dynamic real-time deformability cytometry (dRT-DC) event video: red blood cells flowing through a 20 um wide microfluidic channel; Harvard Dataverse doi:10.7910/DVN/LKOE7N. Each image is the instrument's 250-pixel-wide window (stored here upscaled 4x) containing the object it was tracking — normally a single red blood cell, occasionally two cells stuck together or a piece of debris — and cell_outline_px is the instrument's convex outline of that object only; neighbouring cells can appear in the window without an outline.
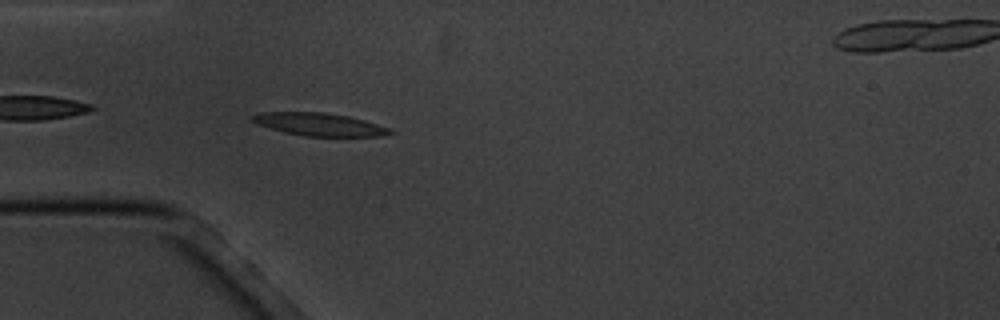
{"species": "common noctule bat (a hibernating species)", "species_latin": "Nyctalus noctula", "temperature_condition": "cold", "stored_images_in_passage": 6, "camera_frame_rate_fps": 3000, "um_per_image_px": 0.085, "animal": {"sex": "male", "body_mass_g": 20.1, "forearm_length_mm": 53.5}, "frame": {"image": 1, "passage_image": 5, "time_ms": 4.333, "image_size_px": [1000, 320], "cell_outline_px": [[396, 132], [380, 136], [304, 136], [284, 132], [256, 124], [248, 116], [256, 112], [324, 112], [348, 116], [364, 120], [392, 128]], "centroid_in_image_um": [27.13, 10.56], "position_along_channel_um": 57.9, "area_um2": 18.5}}